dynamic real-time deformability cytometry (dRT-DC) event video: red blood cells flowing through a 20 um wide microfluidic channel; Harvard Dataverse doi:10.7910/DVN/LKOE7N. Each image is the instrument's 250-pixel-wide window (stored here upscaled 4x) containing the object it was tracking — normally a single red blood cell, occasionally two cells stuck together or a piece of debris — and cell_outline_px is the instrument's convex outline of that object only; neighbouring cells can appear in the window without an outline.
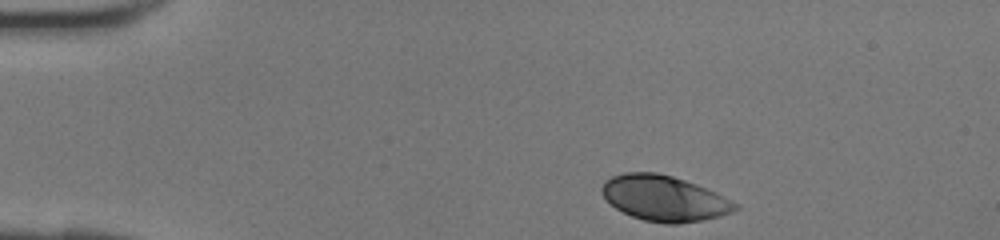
{"species": "human", "species_latin": "Homo sapiens", "temperature_condition": "room temperature", "stored_images_in_passage": 36, "camera_frame_rate_fps": 3000, "um_per_image_px": 0.085, "donor": {"sex": "female"}, "frame": {"image": 1, "passage_image": 1, "time_ms": 0.0, "image_size_px": [1000, 240], "cell_outline_px": [[740, 208], [732, 212], [720, 216], [704, 220], [676, 224], [664, 224], [644, 220], [632, 216], [616, 208], [604, 196], [600, 188], [604, 180], [612, 176], [624, 172], [656, 172], [672, 176], [696, 184], [716, 192], [740, 204]], "centroid_in_image_um": [56.49, 16.86], "position_along_channel_um": 28.5, "area_um2": 35.49}}
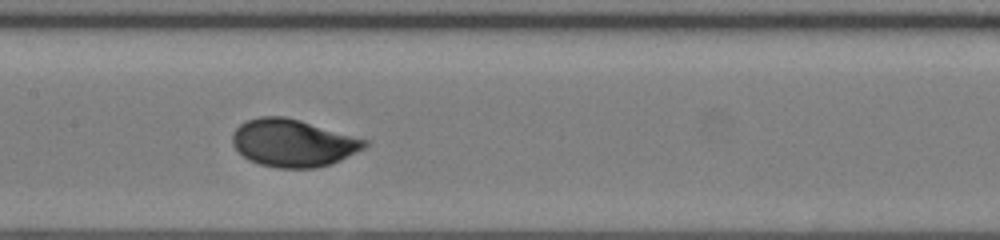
{"frame": {"image": 2, "passage_image": 15, "time_ms": 4.667, "image_size_px": [1000, 240], "cell_outline_px": [[368, 144], [364, 148], [332, 164], [316, 168], [276, 168], [260, 164], [248, 160], [232, 144], [232, 132], [240, 124], [248, 120], [260, 116], [284, 116], [300, 120], [368, 140]], "centroid_in_image_um": [24.89, 12.15], "position_along_channel_um": 182.5, "area_um2": 36.53}}
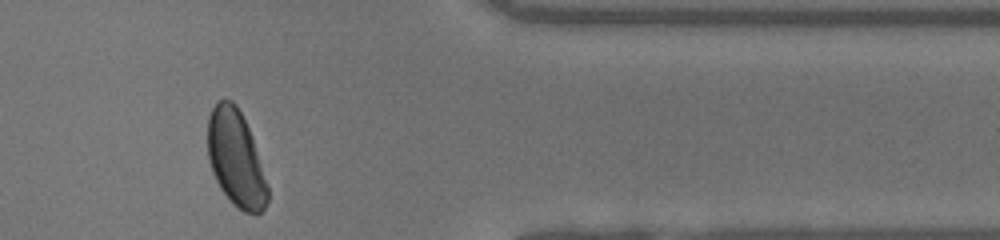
{"frame": {"image": 3, "passage_image": 29, "time_ms": 9.333, "image_size_px": [1000, 240], "cell_outline_px": [[268, 200], [264, 208], [256, 216], [244, 212], [232, 204], [228, 200], [220, 188], [212, 172], [208, 160], [208, 116], [212, 108], [220, 100], [232, 100], [236, 104], [252, 136], [268, 184]], "centroid_in_image_um": [20.05, 13.52], "position_along_channel_um": 391.3, "area_um2": 33.76}}